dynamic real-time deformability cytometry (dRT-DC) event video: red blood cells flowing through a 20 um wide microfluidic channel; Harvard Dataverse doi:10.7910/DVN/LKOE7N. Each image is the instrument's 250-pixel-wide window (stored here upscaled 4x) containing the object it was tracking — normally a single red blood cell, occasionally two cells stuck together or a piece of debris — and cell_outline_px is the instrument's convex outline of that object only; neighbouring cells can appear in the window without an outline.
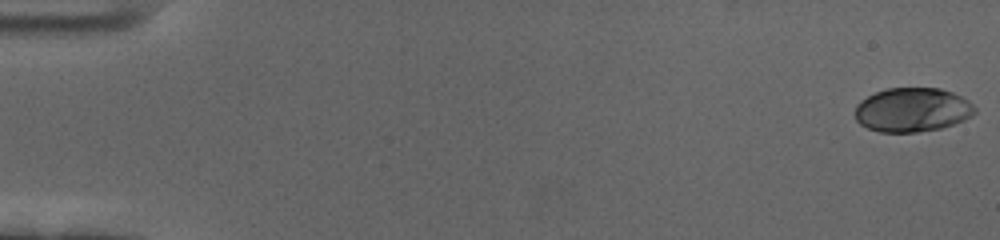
{"species": "human", "species_latin": "Homo sapiens", "temperature_condition": "cold", "stored_images_in_passage": 53, "camera_frame_rate_fps": 3000, "um_per_image_px": 0.085, "donor": {"sex": "female"}, "frame": {"image": 1, "passage_image": 1, "time_ms": 0.0, "image_size_px": [1000, 240], "cell_outline_px": [[976, 112], [972, 116], [964, 120], [940, 128], [920, 132], [880, 132], [868, 128], [860, 124], [856, 120], [856, 104], [860, 100], [876, 92], [888, 88], [940, 88], [952, 92], [968, 100], [976, 108]], "centroid_in_image_um": [77.55, 9.33], "position_along_channel_um": 7.4, "area_um2": 30.81}}
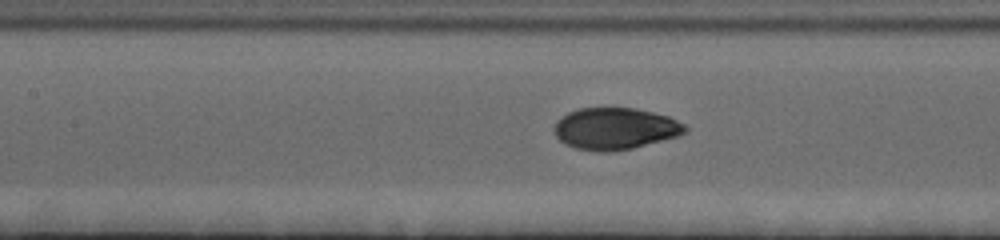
{"frame": {"image": 2, "passage_image": 28, "time_ms": 9.0, "image_size_px": [1000, 240], "cell_outline_px": [[688, 132], [680, 136], [632, 148], [612, 152], [596, 152], [576, 148], [564, 144], [556, 136], [552, 128], [556, 120], [568, 112], [580, 108], [636, 108], [668, 116], [684, 124], [688, 128]], "centroid_in_image_um": [52.28, 10.94], "position_along_channel_um": 155.1, "area_um2": 32.19}}
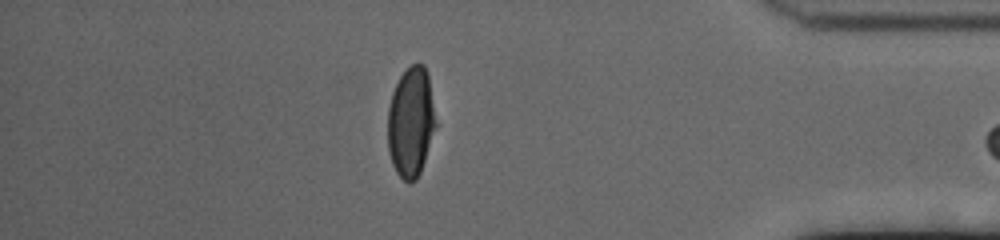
{"frame": {"image": 3, "passage_image": 52, "time_ms": 17.0, "image_size_px": [1000, 240], "cell_outline_px": [[436, 128], [420, 172], [416, 180], [408, 184], [396, 172], [392, 164], [388, 152], [388, 108], [392, 92], [400, 76], [412, 64], [424, 64], [428, 76], [436, 124]], "centroid_in_image_um": [34.91, 10.41], "position_along_channel_um": 400.3, "area_um2": 30.63}}